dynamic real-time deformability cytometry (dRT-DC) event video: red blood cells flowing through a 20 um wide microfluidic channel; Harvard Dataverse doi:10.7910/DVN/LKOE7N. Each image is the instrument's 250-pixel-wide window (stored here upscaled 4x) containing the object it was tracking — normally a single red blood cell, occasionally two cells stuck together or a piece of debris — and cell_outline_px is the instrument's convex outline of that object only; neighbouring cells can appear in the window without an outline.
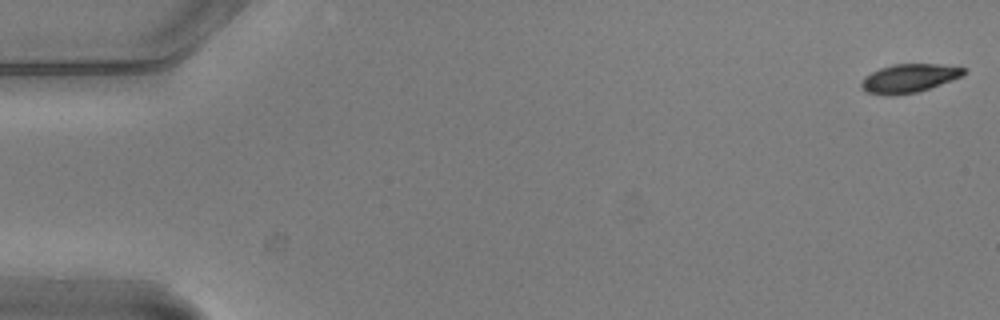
{"species": "common noctule bat (a hibernating species)", "species_latin": "Nyctalus noctula", "temperature_condition": "warm", "stored_images_in_passage": 6, "camera_frame_rate_fps": 3000, "um_per_image_px": 0.085, "animal": {"sex": "male", "body_mass_g": 20.5, "forearm_length_mm": 52.5}, "frame": {"image": 1, "passage_image": 1, "time_ms": 0.0, "image_size_px": [1000, 320], "cell_outline_px": [[968, 68], [964, 76], [916, 92], [868, 92], [860, 84], [864, 76], [880, 68], [892, 64], [940, 64]], "centroid_in_image_um": [77.37, 6.58], "position_along_channel_um": 7.6, "area_um2": 16.3}}
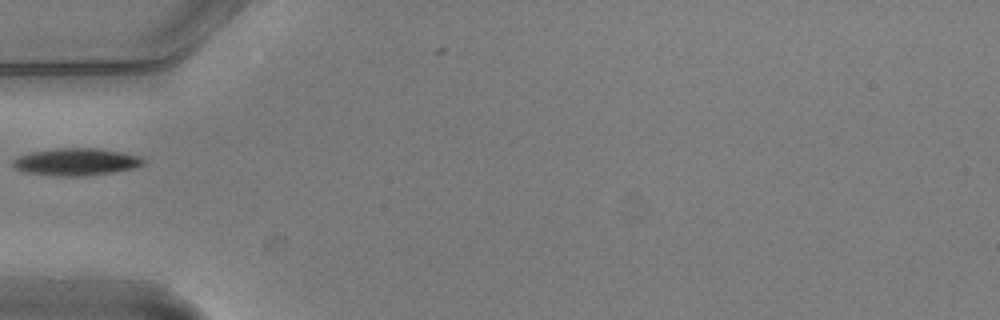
{"frame": {"image": 2, "passage_image": 5, "time_ms": 1.333, "image_size_px": [1000, 320], "cell_outline_px": [[148, 160], [144, 164], [132, 168], [112, 172], [84, 176], [56, 176], [24, 172], [16, 168], [12, 164], [12, 160], [16, 156], [32, 152], [52, 148], [100, 148], [140, 156]], "centroid_in_image_um": [6.46, 13.75], "position_along_channel_um": 78.5, "area_um2": 20.87}}
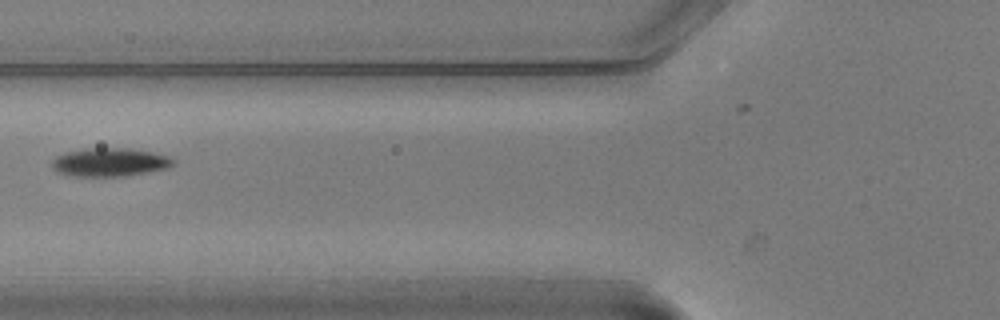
{"frame": {"image": 3, "passage_image": 6, "time_ms": 1.667, "image_size_px": [1000, 320], "cell_outline_px": [[176, 164], [168, 168], [128, 176], [72, 176], [56, 172], [52, 168], [52, 160], [56, 156], [64, 152], [88, 148], [128, 148], [152, 152], [168, 156], [176, 160]], "centroid_in_image_um": [9.34, 13.79], "position_along_channel_um": 116.5, "area_um2": 20.35}}